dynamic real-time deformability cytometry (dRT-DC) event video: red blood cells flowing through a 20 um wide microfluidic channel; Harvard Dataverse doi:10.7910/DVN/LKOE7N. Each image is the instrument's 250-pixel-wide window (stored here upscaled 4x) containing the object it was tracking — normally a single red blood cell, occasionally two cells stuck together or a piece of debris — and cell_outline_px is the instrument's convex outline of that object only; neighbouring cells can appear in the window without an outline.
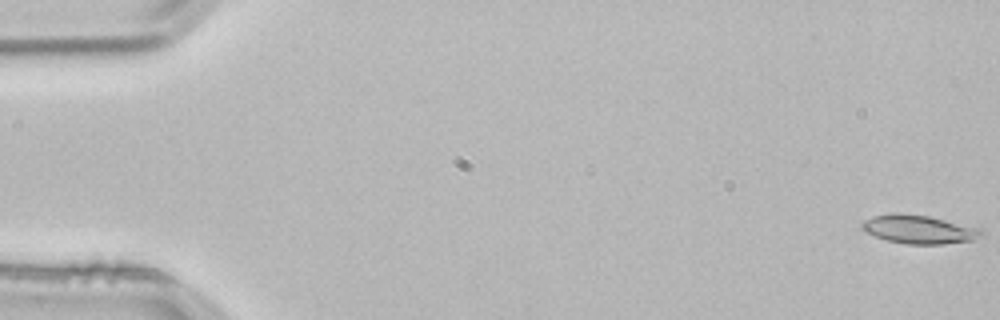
{"species": "common noctule bat (a hibernating species)", "species_latin": "Nyctalus noctula", "temperature_condition": "room temperature", "stored_images_in_passage": 3, "camera_frame_rate_fps": 3000, "um_per_image_px": 0.085, "animal": {"sex": "male", "body_mass_g": 21.5, "forearm_length_mm": 52.0}, "frame": {"image": 1, "passage_image": 1, "time_ms": 0.0, "image_size_px": [1000, 320], "cell_outline_px": [[984, 236], [972, 240], [944, 244], [904, 244], [888, 240], [876, 236], [860, 228], [860, 224], [864, 220], [872, 216], [892, 212], [900, 212], [928, 216], [980, 228], [984, 232]], "centroid_in_image_um": [78.1, 19.48], "position_along_channel_um": 6.9, "area_um2": 20.0}}
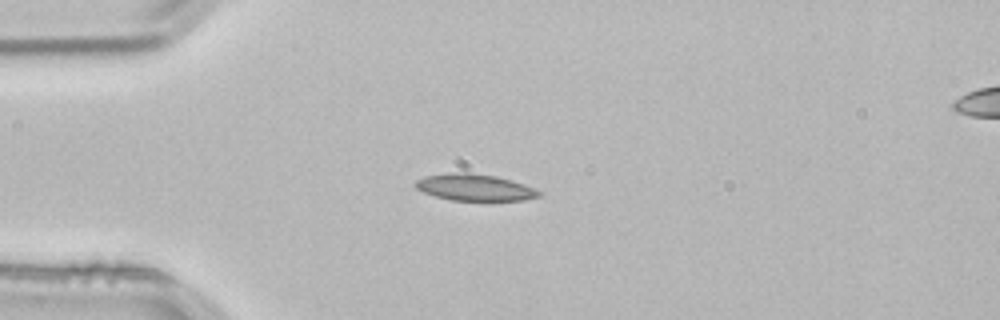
{"frame": {"image": 2, "passage_image": 3, "time_ms": 0.667, "image_size_px": [1000, 320], "cell_outline_px": [[544, 192], [540, 196], [524, 200], [452, 200], [436, 196], [424, 192], [416, 188], [412, 184], [416, 180], [424, 176], [448, 172], [468, 172], [496, 176], [524, 184]], "centroid_in_image_um": [40.34, 15.91], "position_along_channel_um": 44.7, "area_um2": 19.25}}